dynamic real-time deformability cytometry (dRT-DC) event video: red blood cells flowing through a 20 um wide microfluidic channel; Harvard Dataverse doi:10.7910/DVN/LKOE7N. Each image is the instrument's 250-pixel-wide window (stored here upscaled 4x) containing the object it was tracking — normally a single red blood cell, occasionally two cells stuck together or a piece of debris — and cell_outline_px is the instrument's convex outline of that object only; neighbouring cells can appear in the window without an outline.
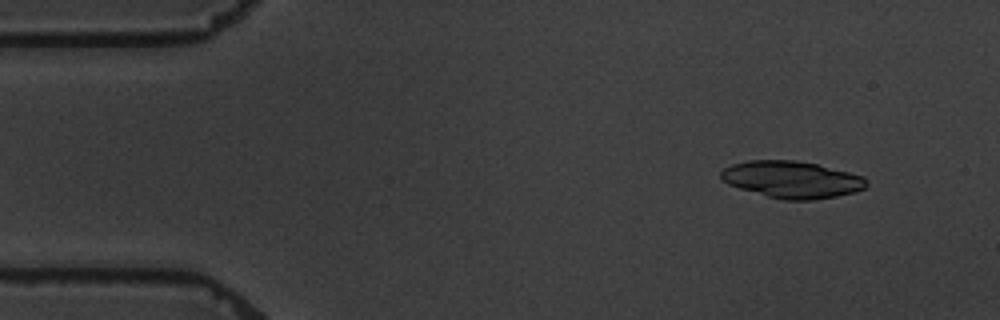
{"species": "common noctule bat (a hibernating species)", "species_latin": "Nyctalus noctula", "temperature_condition": "warm", "stored_images_in_passage": 5, "camera_frame_rate_fps": 3000, "um_per_image_px": 0.085, "animal": {"sex": "male", "body_mass_g": 19.5, "forearm_length_mm": 54.6}, "frame": {"image": 1, "passage_image": 2, "time_ms": 1.333, "image_size_px": [1000, 320], "cell_outline_px": [[868, 184], [864, 188], [856, 192], [836, 196], [812, 200], [784, 200], [768, 196], [740, 188], [728, 184], [720, 180], [720, 172], [724, 168], [732, 164], [748, 160], [796, 160], [816, 164], [864, 176], [868, 180]], "centroid_in_image_um": [67.31, 15.26], "position_along_channel_um": 17.7, "area_um2": 31.33}}